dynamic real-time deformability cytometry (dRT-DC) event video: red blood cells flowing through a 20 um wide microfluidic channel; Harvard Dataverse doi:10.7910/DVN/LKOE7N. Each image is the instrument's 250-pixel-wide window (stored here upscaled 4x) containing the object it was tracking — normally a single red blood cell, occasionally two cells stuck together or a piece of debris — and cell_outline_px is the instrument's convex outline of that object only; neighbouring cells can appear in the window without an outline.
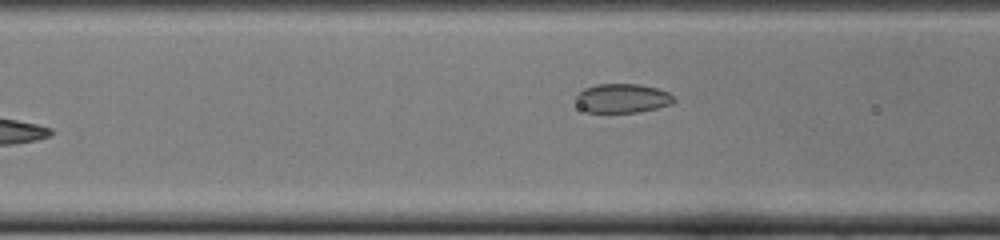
{"species": "common noctule bat (a hibernating species)", "species_latin": "Nyctalus noctula", "temperature_condition": "cold", "stored_images_in_passage": 32, "camera_frame_rate_fps": 3000, "um_per_image_px": 0.085, "animal": {"sex": "female", "body_mass_g": 22.0, "forearm_length_mm": 56.7}, "frame": {"image": 1, "passage_image": 4, "time_ms": 1.0, "image_size_px": [1000, 240], "cell_outline_px": [[676, 100], [672, 104], [656, 108], [636, 112], [588, 112], [580, 108], [576, 100], [576, 96], [584, 88], [596, 84], [640, 84], [656, 88], [668, 92]], "centroid_in_image_um": [52.9, 8.35], "position_along_channel_um": 113.7, "area_um2": 16.53}}
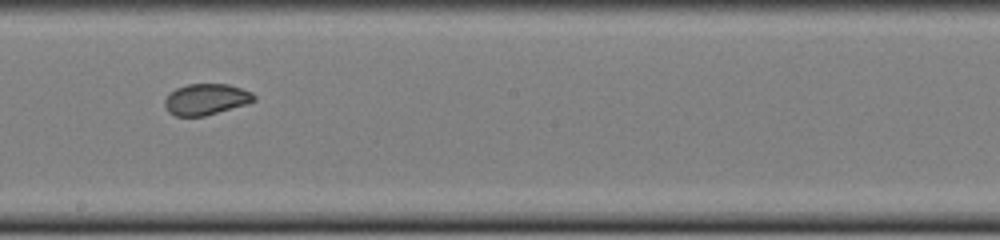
{"frame": {"image": 2, "passage_image": 13, "time_ms": 4.0, "image_size_px": [1000, 240], "cell_outline_px": [[256, 100], [248, 104], [204, 116], [176, 116], [168, 112], [164, 104], [164, 100], [176, 88], [188, 84], [228, 84], [252, 92], [256, 96]], "centroid_in_image_um": [17.54, 8.44], "position_along_channel_um": 230.7, "area_um2": 16.18}}
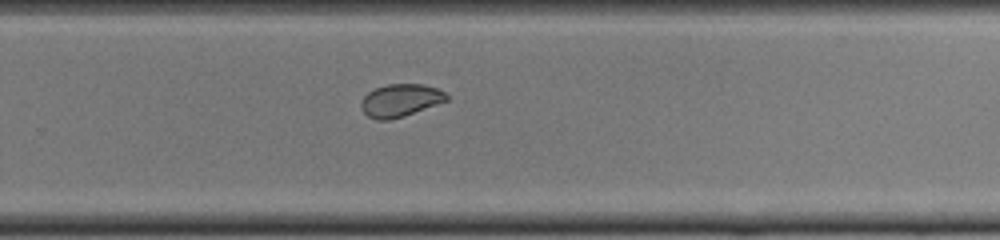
{"frame": {"image": 3, "passage_image": 18, "time_ms": 5.667, "image_size_px": [1000, 240], "cell_outline_px": [[448, 100], [404, 116], [388, 120], [376, 120], [368, 116], [364, 112], [360, 104], [364, 96], [368, 92], [376, 88], [388, 84], [424, 84], [436, 88], [444, 92], [448, 96]], "centroid_in_image_um": [34.02, 8.53], "position_along_channel_um": 295.8, "area_um2": 16.13}}